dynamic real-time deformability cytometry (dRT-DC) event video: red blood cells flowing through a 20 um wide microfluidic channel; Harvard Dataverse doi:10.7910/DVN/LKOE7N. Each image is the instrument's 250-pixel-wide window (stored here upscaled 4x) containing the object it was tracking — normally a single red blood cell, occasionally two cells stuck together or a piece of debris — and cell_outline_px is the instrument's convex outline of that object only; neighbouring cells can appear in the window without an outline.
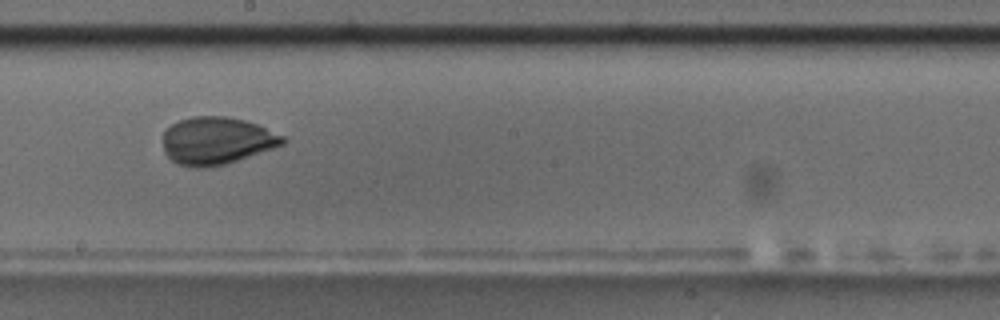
{"species": "common noctule bat (a hibernating species)", "species_latin": "Nyctalus noctula", "temperature_condition": "room temperature", "stored_images_in_passage": 12, "camera_frame_rate_fps": 3000, "um_per_image_px": 0.085, "animal": {"sex": "male", "body_mass_g": 17.5, "forearm_length_mm": 52.3}, "frame": {"image": 1, "passage_image": 6, "time_ms": 6.667, "image_size_px": [1000, 320], "cell_outline_px": [[288, 140], [284, 144], [224, 164], [204, 168], [196, 168], [176, 164], [164, 152], [160, 136], [172, 124], [180, 120], [192, 116], [224, 116], [244, 120], [256, 124], [284, 136]], "centroid_in_image_um": [18.36, 11.96], "position_along_channel_um": 229.8, "area_um2": 33.12}}
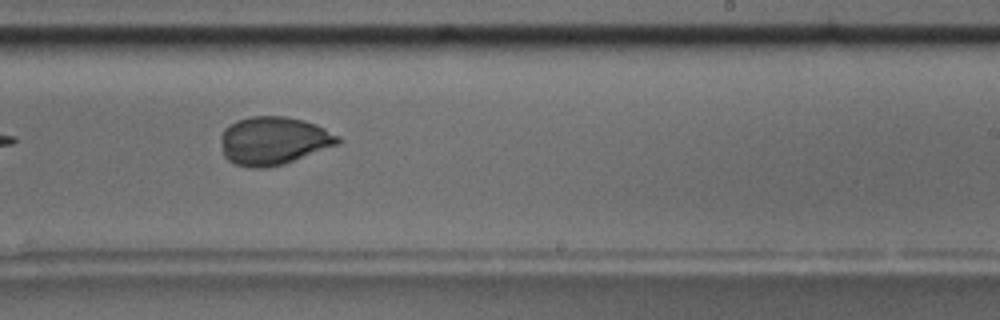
{"frame": {"image": 2, "passage_image": 7, "time_ms": 7.667, "image_size_px": [1000, 320], "cell_outline_px": [[344, 140], [340, 144], [284, 164], [264, 168], [252, 168], [236, 164], [228, 160], [224, 156], [220, 140], [220, 136], [224, 128], [228, 124], [236, 120], [252, 116], [284, 116], [304, 120], [316, 124], [340, 136]], "centroid_in_image_um": [23.26, 11.96], "position_along_channel_um": 265.7, "area_um2": 33.23}}